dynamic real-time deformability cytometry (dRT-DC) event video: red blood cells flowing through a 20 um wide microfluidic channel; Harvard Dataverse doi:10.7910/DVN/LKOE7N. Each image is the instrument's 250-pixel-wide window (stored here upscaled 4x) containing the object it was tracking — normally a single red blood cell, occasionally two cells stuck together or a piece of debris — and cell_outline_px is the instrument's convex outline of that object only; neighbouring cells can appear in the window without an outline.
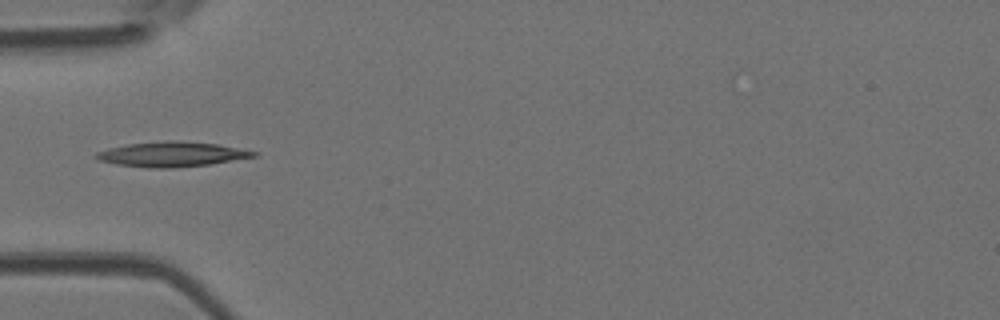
{"species": "Egyptian fruit bat (a non-hibernating species)", "species_latin": "Rousettus aegyptiacus", "temperature_condition": "room temperature", "stored_images_in_passage": 5, "camera_frame_rate_fps": 3000, "um_per_image_px": 0.085, "animal": {"sex": "female"}, "frame": {"image": 1, "passage_image": 5, "time_ms": 1.333, "image_size_px": [1000, 320], "cell_outline_px": [[260, 152], [256, 156], [208, 164], [172, 168], [148, 168], [116, 164], [100, 160], [92, 156], [96, 152], [108, 148], [128, 144], [168, 140], [176, 140], [216, 144]], "centroid_in_image_um": [14.56, 13.11], "position_along_channel_um": 70.4, "area_um2": 22.72}}